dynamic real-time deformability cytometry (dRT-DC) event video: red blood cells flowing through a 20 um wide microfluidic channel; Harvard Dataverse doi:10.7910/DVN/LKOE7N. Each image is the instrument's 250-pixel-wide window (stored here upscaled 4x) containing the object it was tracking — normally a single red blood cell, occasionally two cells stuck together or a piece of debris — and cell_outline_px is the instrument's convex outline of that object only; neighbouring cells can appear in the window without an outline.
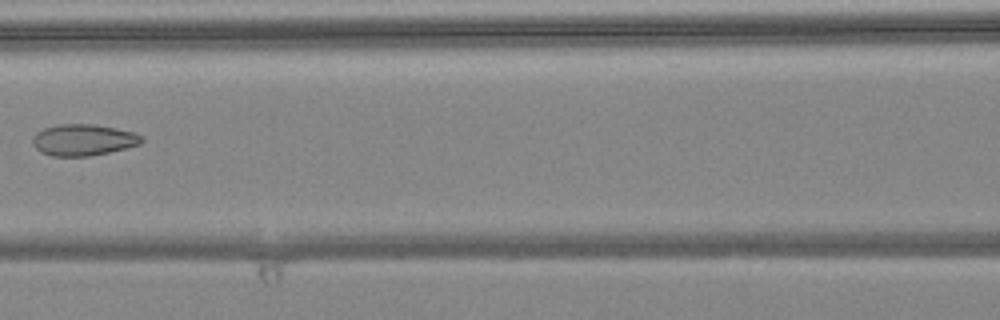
{"species": "common noctule bat (a hibernating species)", "species_latin": "Nyctalus noctula", "temperature_condition": "warm", "stored_images_in_passage": 7, "camera_frame_rate_fps": 3000, "um_per_image_px": 0.085, "animal": {"sex": "female", "body_mass_g": 24.6, "forearm_length_mm": 56.2}, "frame": {"image": 1, "passage_image": 7, "time_ms": 2.0, "image_size_px": [1000, 320], "cell_outline_px": [[144, 140], [140, 144], [108, 152], [88, 156], [52, 156], [40, 152], [32, 144], [32, 140], [36, 132], [44, 128], [56, 124], [92, 124], [116, 128], [136, 132]], "centroid_in_image_um": [7.05, 11.88], "position_along_channel_um": 159.5, "area_um2": 19.94}}